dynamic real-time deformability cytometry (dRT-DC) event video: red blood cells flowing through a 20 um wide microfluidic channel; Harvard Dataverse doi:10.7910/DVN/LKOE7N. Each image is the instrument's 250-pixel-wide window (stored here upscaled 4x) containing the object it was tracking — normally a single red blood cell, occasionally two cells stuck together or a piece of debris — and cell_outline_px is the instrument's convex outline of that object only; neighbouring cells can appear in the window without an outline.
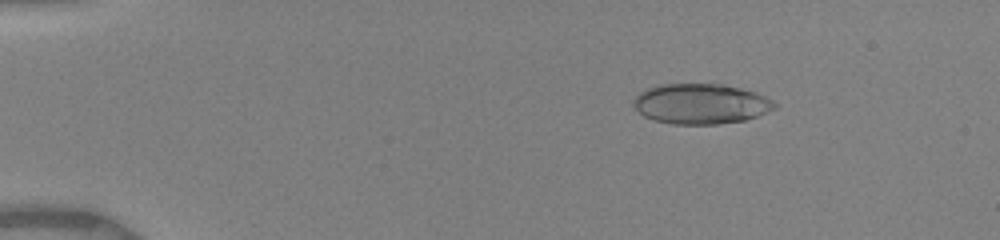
{"species": "human", "species_latin": "Homo sapiens", "temperature_condition": "warm", "stored_images_in_passage": 56, "camera_frame_rate_fps": 3000, "um_per_image_px": 0.085, "donor": {"sex": "female"}, "frame": {"image": 1, "passage_image": 19, "time_ms": 2.333, "image_size_px": [1000, 240], "cell_outline_px": [[776, 108], [756, 116], [744, 120], [716, 124], [672, 124], [656, 120], [644, 116], [632, 104], [636, 96], [640, 92], [656, 84], [724, 84], [756, 92], [772, 100], [776, 104]], "centroid_in_image_um": [59.56, 8.81], "position_along_channel_um": 25.4, "area_um2": 32.95}}
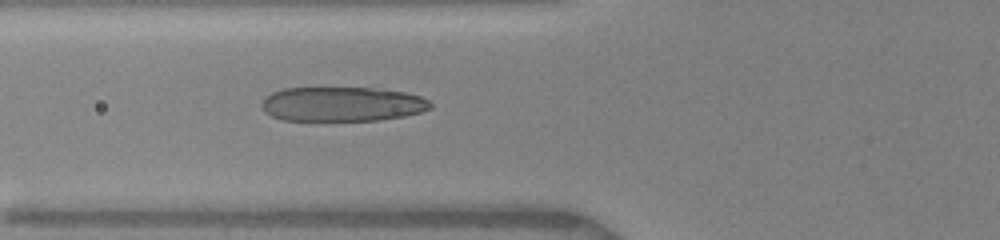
{"frame": {"image": 2, "passage_image": 39, "time_ms": 6.333, "image_size_px": [1000, 240], "cell_outline_px": [[432, 108], [420, 112], [404, 116], [380, 120], [284, 120], [272, 116], [264, 112], [260, 104], [272, 92], [284, 88], [372, 88], [404, 92], [420, 96], [428, 100], [432, 104]], "centroid_in_image_um": [29.08, 8.85], "position_along_channel_um": 96.7, "area_um2": 33.81}}
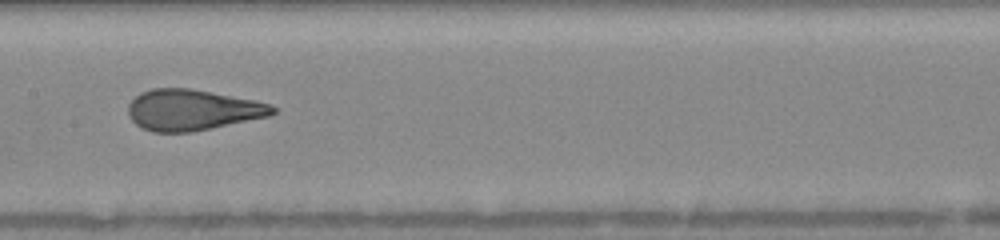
{"frame": {"image": 3, "passage_image": 55, "time_ms": 8.667, "image_size_px": [1000, 240], "cell_outline_px": [[276, 112], [268, 116], [212, 128], [192, 132], [152, 132], [136, 124], [132, 120], [128, 112], [128, 104], [140, 92], [152, 88], [188, 88], [256, 100], [268, 104], [276, 108]], "centroid_in_image_um": [16.33, 9.34], "position_along_channel_um": 191.1, "area_um2": 34.22}}